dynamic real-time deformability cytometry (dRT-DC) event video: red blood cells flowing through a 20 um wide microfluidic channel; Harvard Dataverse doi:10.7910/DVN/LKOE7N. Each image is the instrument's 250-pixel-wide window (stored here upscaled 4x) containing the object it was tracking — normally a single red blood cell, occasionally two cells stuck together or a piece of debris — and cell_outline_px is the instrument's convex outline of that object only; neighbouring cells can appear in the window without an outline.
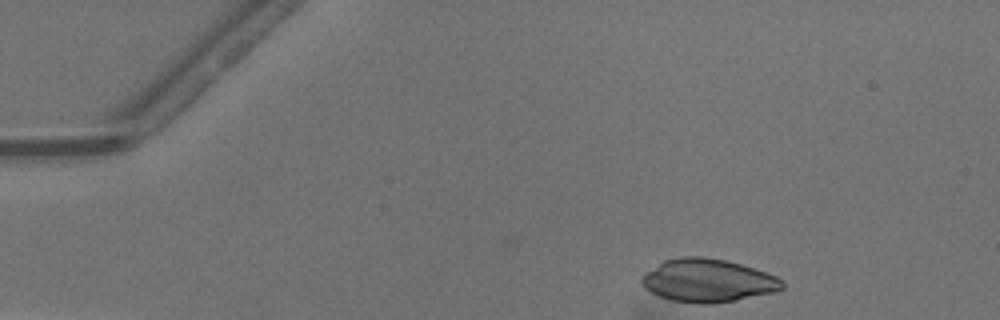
{"species": "common noctule bat (a hibernating species)", "species_latin": "Nyctalus noctula", "temperature_condition": "warm", "stored_images_in_passage": 11, "camera_frame_rate_fps": 3000, "um_per_image_px": 0.085, "animal": {"sex": "male", "body_mass_g": 13.3}, "frame": {"image": 1, "passage_image": 3, "time_ms": 0.667, "image_size_px": [1000, 320], "cell_outline_px": [[784, 288], [776, 292], [736, 300], [712, 304], [700, 304], [672, 300], [660, 296], [644, 288], [640, 280], [644, 272], [664, 260], [680, 256], [704, 256], [724, 260], [740, 264], [776, 276], [784, 280]], "centroid_in_image_um": [60.16, 23.84], "position_along_channel_um": 24.8, "area_um2": 35.43}}